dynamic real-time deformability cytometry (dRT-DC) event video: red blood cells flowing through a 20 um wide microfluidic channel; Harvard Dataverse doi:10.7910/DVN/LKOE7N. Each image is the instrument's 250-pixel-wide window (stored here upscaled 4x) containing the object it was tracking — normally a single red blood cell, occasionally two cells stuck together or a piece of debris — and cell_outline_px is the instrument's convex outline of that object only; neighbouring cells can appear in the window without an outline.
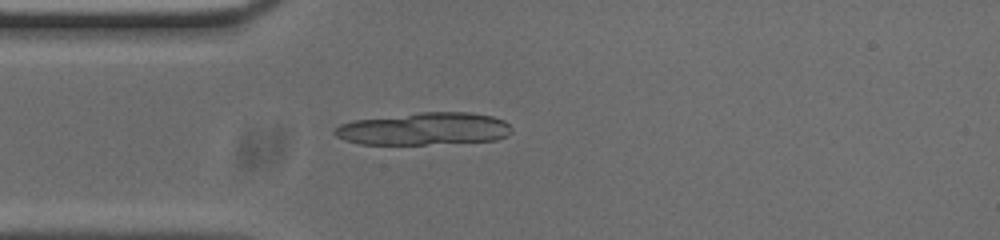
{"species": "common noctule bat (a hibernating species)", "species_latin": "Nyctalus noctula", "temperature_condition": "cold", "stored_images_in_passage": 40, "camera_frame_rate_fps": 3000, "um_per_image_px": 0.085, "animal": {"sex": "male", "body_mass_g": 20.0, "forearm_length_mm": 53.3}, "frame": {"image": 1, "passage_image": 1, "time_ms": 0.0, "image_size_px": [1000, 240], "cell_outline_px": [[512, 132], [508, 136], [496, 140], [424, 144], [360, 144], [344, 140], [336, 136], [332, 132], [340, 124], [352, 120], [420, 112], [472, 112], [492, 116], [504, 120], [512, 128]], "centroid_in_image_um": [36.05, 10.94], "position_along_channel_um": 48.9, "area_um2": 33.64}}